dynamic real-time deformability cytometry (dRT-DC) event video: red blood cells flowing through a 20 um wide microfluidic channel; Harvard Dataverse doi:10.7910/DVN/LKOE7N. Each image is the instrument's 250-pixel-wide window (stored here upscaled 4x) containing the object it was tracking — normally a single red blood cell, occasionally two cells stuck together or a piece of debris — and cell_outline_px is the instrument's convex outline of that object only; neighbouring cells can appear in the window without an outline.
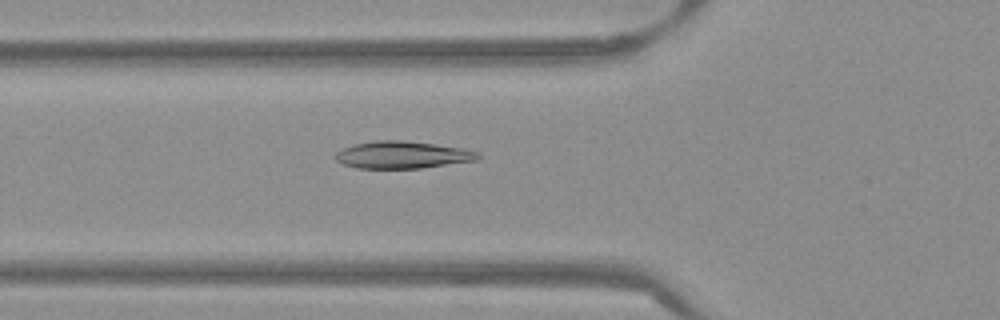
{"species": "Egyptian fruit bat (a non-hibernating species)", "species_latin": "Rousettus aegyptiacus", "temperature_condition": "warm", "stored_images_in_passage": 53, "camera_frame_rate_fps": 3000, "um_per_image_px": 0.085, "frame": {"image": 1, "passage_image": 19, "time_ms": 6.0, "image_size_px": [1000, 320], "cell_outline_px": [[480, 156], [476, 160], [420, 168], [356, 168], [344, 164], [336, 160], [332, 156], [336, 152], [344, 148], [356, 144], [376, 140], [400, 140], [436, 144], [464, 148], [480, 152]], "centroid_in_image_um": [34.2, 13.16], "position_along_channel_um": 91.6, "area_um2": 22.54}}
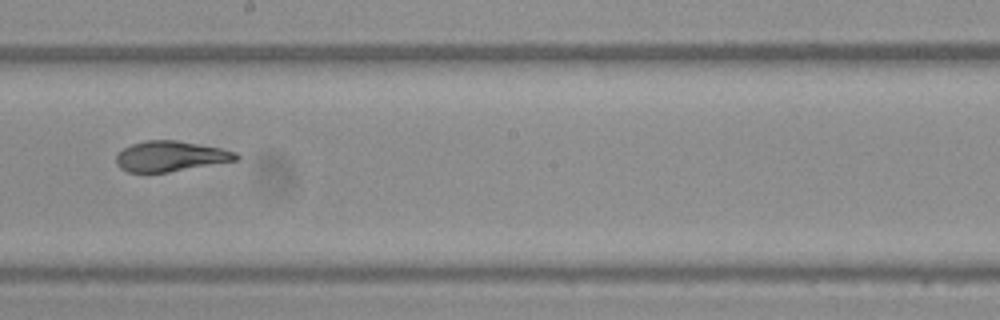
{"frame": {"image": 2, "passage_image": 30, "time_ms": 9.667, "image_size_px": [1000, 320], "cell_outline_px": [[240, 156], [236, 160], [168, 172], [128, 172], [120, 168], [116, 164], [116, 152], [132, 144], [144, 140], [176, 140], [220, 148], [236, 152]], "centroid_in_image_um": [14.44, 13.27], "position_along_channel_um": 233.8, "area_um2": 21.1}}
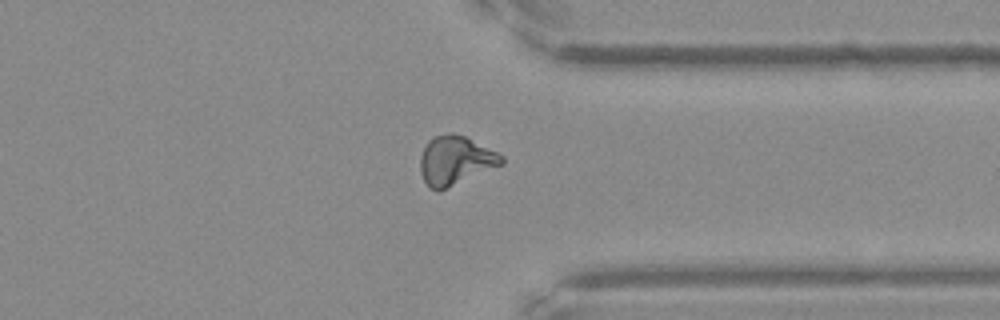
{"frame": {"image": 3, "passage_image": 41, "time_ms": 13.333, "image_size_px": [1000, 320], "cell_outline_px": [[504, 164], [436, 192], [428, 188], [420, 172], [420, 156], [428, 140], [432, 136], [448, 132], [452, 132], [464, 136], [504, 156]], "centroid_in_image_um": [38.67, 13.63], "position_along_channel_um": 372.7, "area_um2": 23.18}, "authors_computed_cell_mechanics": {"area_um2": 22.253, "velocity_mm_per_s": 3.8512, "shape_relaxation_time_tau1_ms": 7.4586, "shape_relaxation_time_tau2_ms": 1.3065, "deformation_change_tau1": 0.2292, "deformation_change_tau2": 0.0508}}